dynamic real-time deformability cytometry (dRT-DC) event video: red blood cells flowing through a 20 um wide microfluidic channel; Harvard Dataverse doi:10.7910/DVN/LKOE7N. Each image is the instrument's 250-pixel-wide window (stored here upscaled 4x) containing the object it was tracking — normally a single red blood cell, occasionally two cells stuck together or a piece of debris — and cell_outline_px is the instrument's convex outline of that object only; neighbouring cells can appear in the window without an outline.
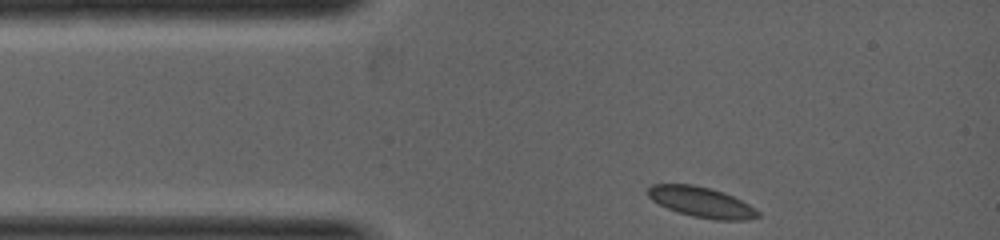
{"species": "common noctule bat (a hibernating species)", "species_latin": "Nyctalus noctula", "temperature_condition": "warm", "stored_images_in_passage": 18, "camera_frame_rate_fps": 5000, "um_per_image_px": 0.085, "animal": {"sex": "female", "body_mass_g": 19.0, "forearm_length_mm": 53.3}, "frame": {"image": 1, "passage_image": 1, "time_ms": 0.0, "image_size_px": [1000, 240], "cell_outline_px": [[760, 216], [744, 220], [716, 220], [692, 216], [668, 208], [652, 200], [648, 196], [648, 188], [652, 184], [692, 184], [708, 188], [732, 196], [748, 204], [760, 212]], "centroid_in_image_um": [59.61, 17.18], "position_along_channel_um": 25.4, "area_um2": 19.07}}
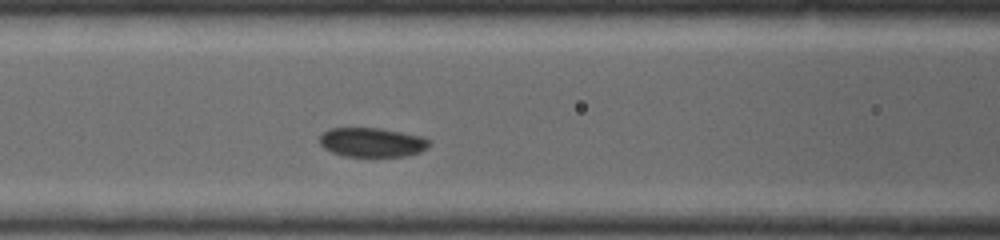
{"frame": {"image": 2, "passage_image": 11, "time_ms": 1.8, "image_size_px": [1000, 240], "cell_outline_px": [[428, 148], [420, 152], [404, 156], [344, 156], [332, 152], [324, 148], [320, 144], [320, 136], [328, 128], [380, 128], [424, 136], [428, 140]], "centroid_in_image_um": [31.62, 12.09], "position_along_channel_um": 135.0, "area_um2": 18.67}}
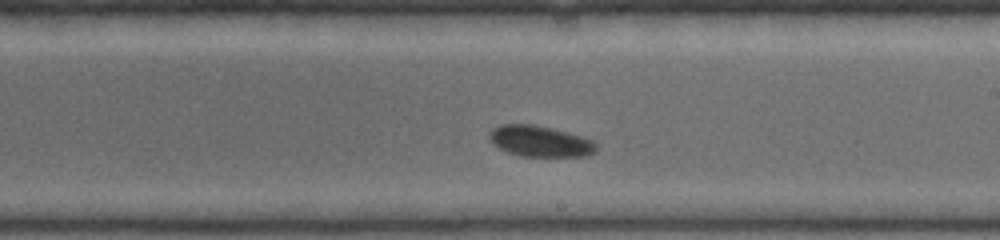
{"frame": {"image": 3, "passage_image": 18, "time_ms": 3.2, "image_size_px": [1000, 240], "cell_outline_px": [[596, 148], [588, 156], [520, 156], [508, 152], [500, 148], [488, 136], [488, 132], [492, 128], [500, 124], [532, 124], [552, 128], [580, 136], [592, 140], [596, 144]], "centroid_in_image_um": [45.87, 11.99], "position_along_channel_um": 243.1, "area_um2": 19.07}}